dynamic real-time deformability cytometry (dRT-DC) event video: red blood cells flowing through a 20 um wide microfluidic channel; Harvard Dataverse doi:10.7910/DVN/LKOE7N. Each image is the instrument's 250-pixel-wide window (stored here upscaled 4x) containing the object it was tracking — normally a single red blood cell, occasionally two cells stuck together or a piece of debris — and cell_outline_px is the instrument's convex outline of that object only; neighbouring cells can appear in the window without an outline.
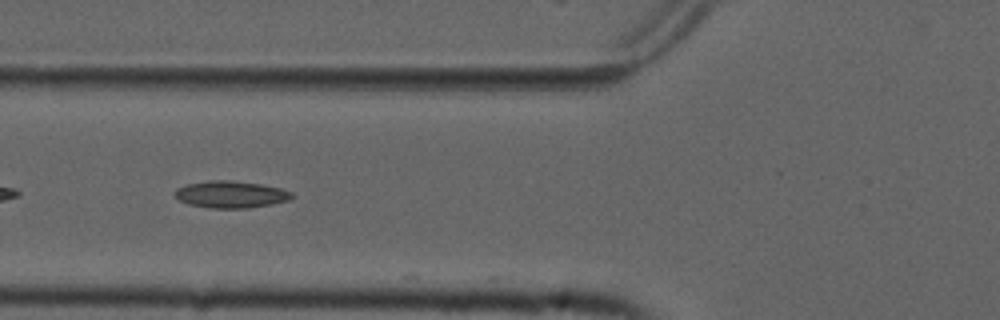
{"species": "common noctule bat (a hibernating species)", "species_latin": "Nyctalus noctula", "temperature_condition": "cold", "stored_images_in_passage": 30, "camera_frame_rate_fps": 3000, "um_per_image_px": 0.085, "animal": {"sex": "male", "forearm_length_mm": 52.5}, "frame": {"image": 1, "passage_image": 5, "time_ms": 1.333, "image_size_px": [1000, 320], "cell_outline_px": [[296, 196], [288, 200], [272, 204], [248, 208], [208, 208], [188, 204], [180, 200], [176, 196], [176, 188], [188, 184], [212, 180], [228, 180], [260, 184], [280, 188], [292, 192]], "centroid_in_image_um": [19.65, 16.53], "position_along_channel_um": 106.1, "area_um2": 18.26}}
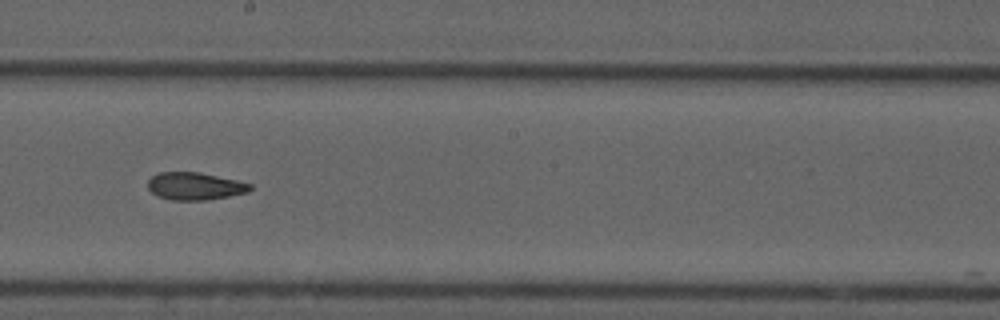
{"frame": {"image": 2, "passage_image": 15, "time_ms": 4.667, "image_size_px": [1000, 320], "cell_outline_px": [[252, 188], [248, 192], [208, 200], [172, 200], [156, 196], [148, 188], [148, 180], [152, 176], [160, 172], [200, 172], [236, 180], [252, 184]], "centroid_in_image_um": [16.56, 15.82], "position_along_channel_um": 231.6, "area_um2": 16.42}}
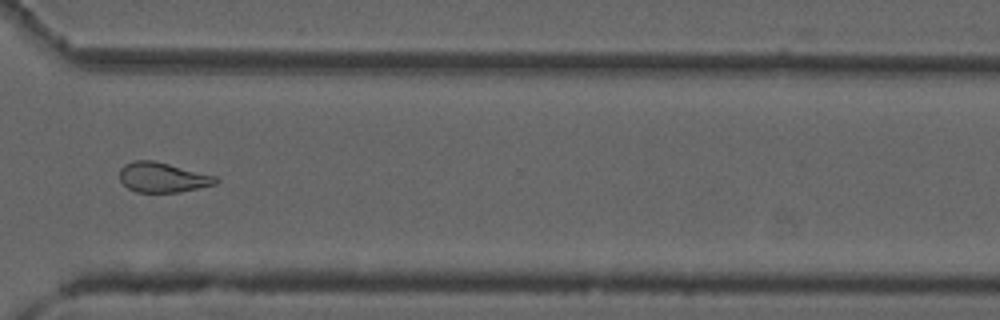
{"frame": {"image": 3, "passage_image": 25, "time_ms": 8.0, "image_size_px": [1000, 320], "cell_outline_px": [[220, 180], [216, 184], [180, 192], [136, 192], [128, 188], [120, 180], [120, 168], [124, 164], [136, 160], [152, 160], [216, 176]], "centroid_in_image_um": [13.82, 15.08], "position_along_channel_um": 356.8, "area_um2": 16.65}, "authors_computed_cell_mechanics": {"area_um2": 16.9354, "velocity_mm_per_s": 3.7544, "shape_relaxation_time_tau1_ms": 9.1386, "shape_relaxation_time_tau2_ms": 3.0702, "deformation_change_tau1": 0.1836, "deformation_change_tau2": 0.0978}}